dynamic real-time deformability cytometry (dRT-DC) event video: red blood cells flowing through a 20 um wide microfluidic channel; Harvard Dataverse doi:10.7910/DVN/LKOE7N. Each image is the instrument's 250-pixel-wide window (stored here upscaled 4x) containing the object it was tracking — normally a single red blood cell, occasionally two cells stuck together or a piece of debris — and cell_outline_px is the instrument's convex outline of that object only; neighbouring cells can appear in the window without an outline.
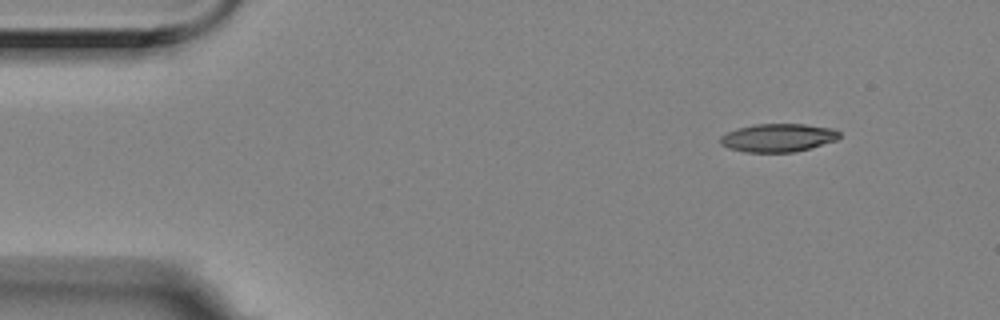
{"species": "Egyptian fruit bat (a non-hibernating species)", "species_latin": "Rousettus aegyptiacus", "temperature_condition": "room temperature", "stored_images_in_passage": 9, "camera_frame_rate_fps": 3000, "um_per_image_px": 0.085, "animal": {"sex": "female"}, "frame": {"image": 1, "passage_image": 1, "time_ms": 0.0, "image_size_px": [1000, 320], "cell_outline_px": [[840, 136], [836, 140], [796, 152], [744, 152], [728, 148], [720, 144], [720, 136], [736, 128], [752, 124], [804, 124], [836, 128], [840, 132]], "centroid_in_image_um": [66.13, 11.7], "position_along_channel_um": 18.9, "area_um2": 19.77}}
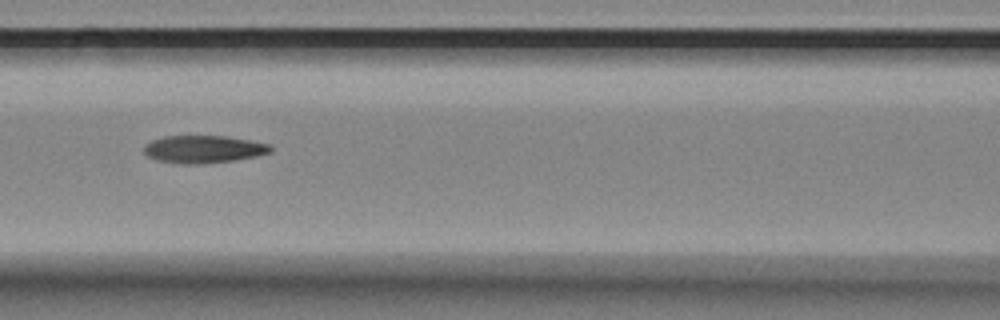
{"frame": {"image": 2, "passage_image": 6, "time_ms": 1.667, "image_size_px": [1000, 320], "cell_outline_px": [[272, 152], [256, 156], [236, 160], [204, 164], [180, 164], [156, 160], [148, 156], [144, 152], [144, 144], [152, 140], [164, 136], [228, 136], [272, 144]], "centroid_in_image_um": [17.32, 12.68], "position_along_channel_um": 149.3, "area_um2": 20.63}}
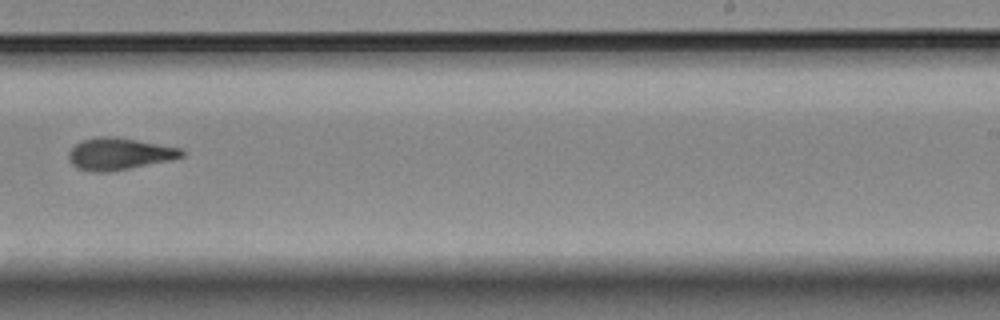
{"frame": {"image": 3, "passage_image": 9, "time_ms": 2.667, "image_size_px": [1000, 320], "cell_outline_px": [[184, 156], [172, 160], [108, 172], [92, 172], [76, 168], [68, 160], [68, 152], [80, 140], [96, 136], [112, 136], [136, 140], [180, 148], [184, 152]], "centroid_in_image_um": [10.09, 13.08], "position_along_channel_um": 278.9, "area_um2": 21.1}}